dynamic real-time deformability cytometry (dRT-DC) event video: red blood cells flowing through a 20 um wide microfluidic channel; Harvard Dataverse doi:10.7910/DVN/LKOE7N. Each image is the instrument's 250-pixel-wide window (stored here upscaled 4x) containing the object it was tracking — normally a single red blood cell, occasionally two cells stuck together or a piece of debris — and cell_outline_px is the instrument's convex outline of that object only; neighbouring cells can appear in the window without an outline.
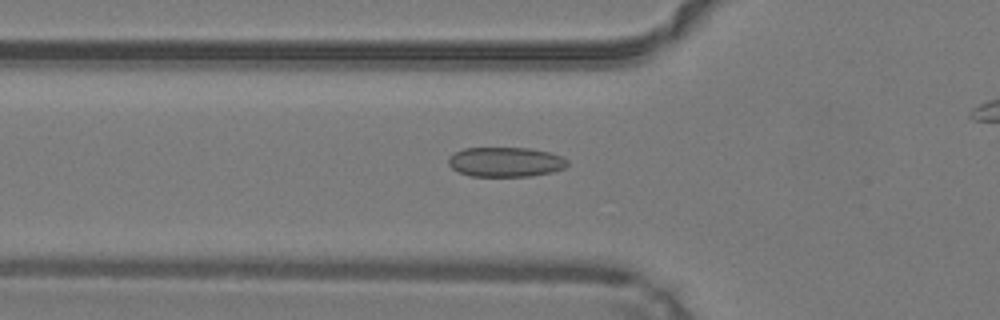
{"species": "common noctule bat (a hibernating species)", "species_latin": "Nyctalus noctula", "temperature_condition": "warm", "stored_images_in_passage": 41, "camera_frame_rate_fps": 3000, "um_per_image_px": 0.085, "animal": {"sex": "male", "body_mass_g": 19.2, "forearm_length_mm": 51.8}, "frame": {"image": 1, "passage_image": 15, "time_ms": 4.667, "image_size_px": [1000, 320], "cell_outline_px": [[568, 164], [564, 168], [552, 172], [532, 176], [472, 176], [460, 172], [452, 168], [448, 164], [448, 156], [464, 148], [532, 148], [548, 152], [560, 156], [568, 160]], "centroid_in_image_um": [42.97, 13.76], "position_along_channel_um": 82.8, "area_um2": 20.58}}
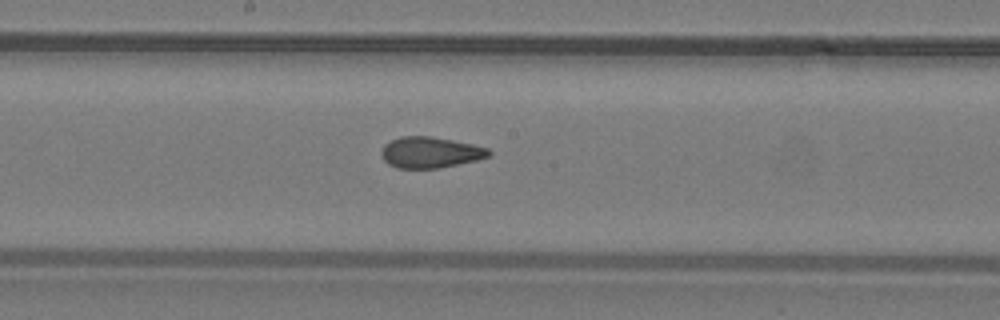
{"frame": {"image": 2, "passage_image": 24, "time_ms": 7.667, "image_size_px": [1000, 320], "cell_outline_px": [[492, 152], [488, 156], [476, 160], [436, 168], [396, 168], [388, 164], [384, 160], [380, 152], [384, 144], [400, 136], [432, 136], [472, 144], [488, 148]], "centroid_in_image_um": [36.53, 12.94], "position_along_channel_um": 211.7, "area_um2": 19.31}}
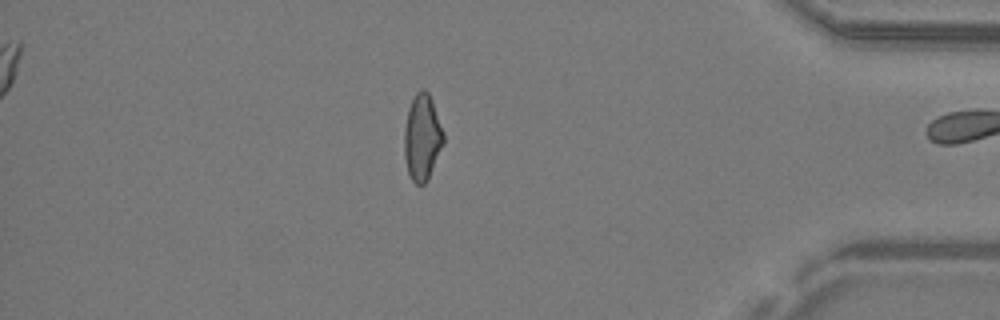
{"frame": {"image": 3, "passage_image": 40, "time_ms": 13.0, "image_size_px": [1000, 320], "cell_outline_px": [[444, 144], [428, 180], [424, 184], [416, 184], [412, 180], [408, 172], [404, 156], [404, 128], [408, 108], [416, 92], [420, 88], [424, 88], [428, 92], [432, 100], [444, 132]], "centroid_in_image_um": [35.89, 11.67], "position_along_channel_um": 399.3, "area_um2": 19.94}, "authors_computed_cell_mechanics": {"area_um2": 20.2878, "velocity_mm_per_s": 4.2553, "shape_relaxation_time_tau1_ms": null, "shape_relaxation_time_tau2_ms": 1.1089, "deformation_change_tau1": null, "deformation_change_tau2": 0.0781}}